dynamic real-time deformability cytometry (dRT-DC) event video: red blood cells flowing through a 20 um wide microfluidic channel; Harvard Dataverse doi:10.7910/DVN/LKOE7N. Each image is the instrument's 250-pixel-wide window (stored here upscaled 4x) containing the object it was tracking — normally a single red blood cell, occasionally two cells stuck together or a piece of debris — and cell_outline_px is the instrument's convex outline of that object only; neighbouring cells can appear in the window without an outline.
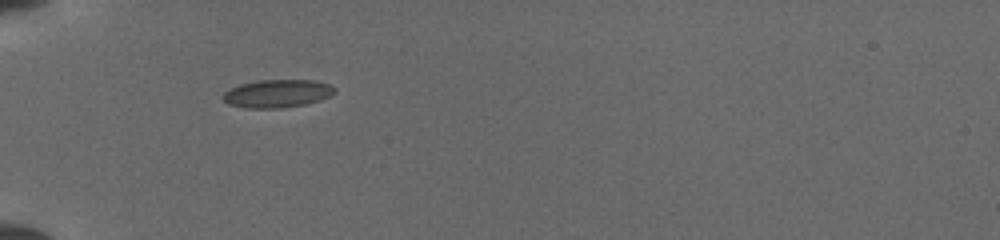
{"species": "common noctule bat (a hibernating species)", "species_latin": "Nyctalus noctula", "temperature_condition": "cold", "stored_images_in_passage": 34, "camera_frame_rate_fps": 3000, "um_per_image_px": 0.085, "animal": {"sex": "female", "body_mass_g": 19.5, "forearm_length_mm": 54.1}, "frame": {"image": 1, "passage_image": 1, "time_ms": 0.0, "image_size_px": [1000, 240], "cell_outline_px": [[336, 92], [320, 100], [304, 104], [280, 108], [244, 108], [228, 104], [220, 96], [224, 92], [240, 84], [260, 80], [312, 80], [332, 84], [336, 88]], "centroid_in_image_um": [23.57, 7.95], "position_along_channel_um": 61.4, "area_um2": 18.26}}
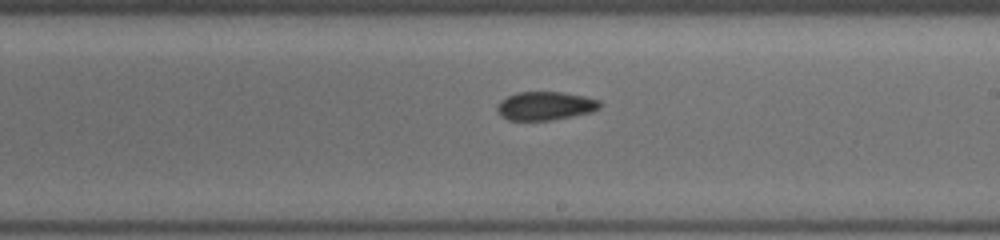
{"frame": {"image": 2, "passage_image": 15, "time_ms": 4.667, "image_size_px": [1000, 240], "cell_outline_px": [[600, 108], [588, 112], [572, 116], [552, 120], [508, 120], [500, 116], [496, 108], [496, 104], [500, 100], [516, 92], [564, 92], [584, 96], [600, 100]], "centroid_in_image_um": [46.3, 8.99], "position_along_channel_um": 242.7, "area_um2": 17.11}}
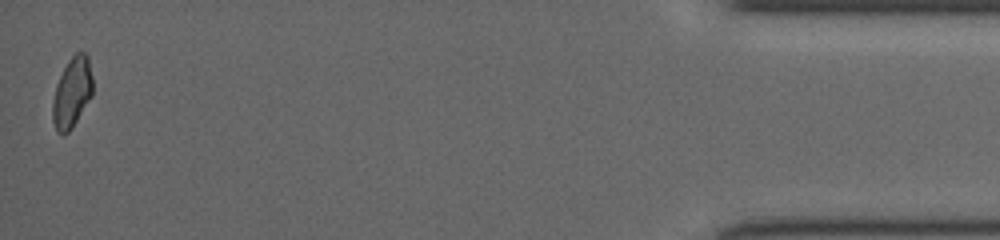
{"frame": {"image": 3, "passage_image": 34, "time_ms": 11.0, "image_size_px": [1000, 240], "cell_outline_px": [[92, 96], [72, 128], [68, 132], [56, 132], [52, 120], [52, 104], [56, 84], [68, 60], [76, 52], [84, 52], [88, 56], [92, 76]], "centroid_in_image_um": [6.12, 7.86], "position_along_channel_um": 429.1, "area_um2": 16.36}}